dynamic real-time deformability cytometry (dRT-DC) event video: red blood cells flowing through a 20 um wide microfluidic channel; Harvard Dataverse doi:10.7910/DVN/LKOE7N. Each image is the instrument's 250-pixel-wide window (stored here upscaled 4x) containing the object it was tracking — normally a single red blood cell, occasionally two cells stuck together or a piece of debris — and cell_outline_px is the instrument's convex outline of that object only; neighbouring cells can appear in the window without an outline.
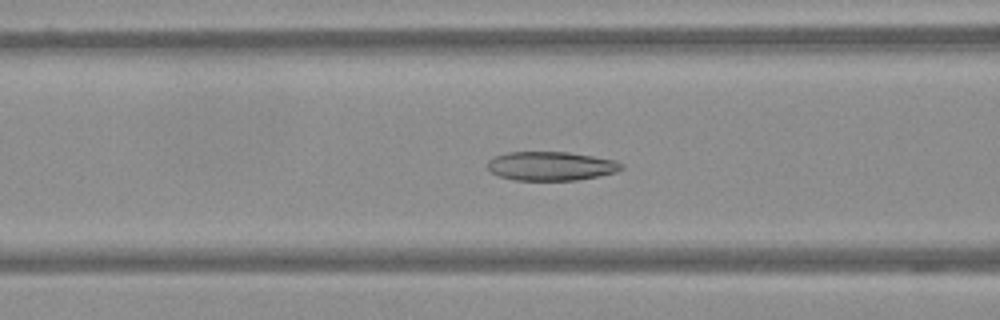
{"species": "Egyptian fruit bat (a non-hibernating species)", "species_latin": "Rousettus aegyptiacus", "temperature_condition": "warm", "stored_images_in_passage": 59, "camera_frame_rate_fps": 3000, "um_per_image_px": 0.085, "frame": {"image": 1, "passage_image": 24, "time_ms": 7.667, "image_size_px": [1000, 320], "cell_outline_px": [[624, 168], [616, 172], [600, 176], [576, 180], [512, 180], [496, 176], [488, 168], [488, 160], [492, 156], [508, 152], [568, 152], [616, 160], [624, 164]], "centroid_in_image_um": [46.82, 14.11], "position_along_channel_um": 119.8, "area_um2": 22.83}}
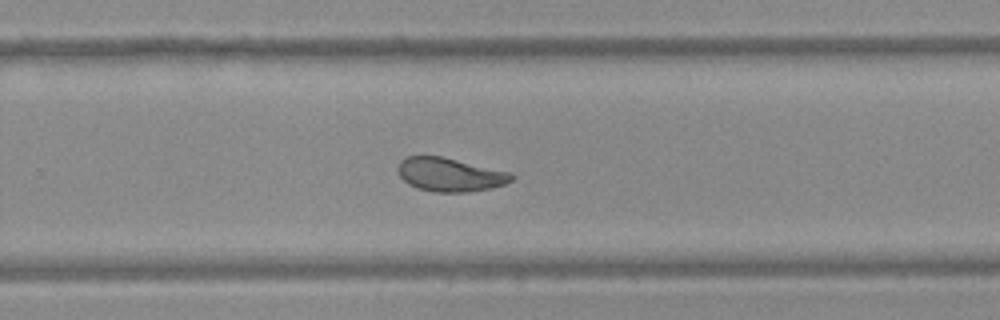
{"frame": {"image": 2, "passage_image": 39, "time_ms": 12.667, "image_size_px": [1000, 320], "cell_outline_px": [[516, 176], [512, 180], [504, 184], [488, 188], [468, 192], [436, 192], [416, 188], [408, 184], [400, 176], [396, 168], [400, 160], [404, 156], [440, 156], [512, 172]], "centroid_in_image_um": [38.22, 14.83], "position_along_channel_um": 291.6, "area_um2": 22.37}}
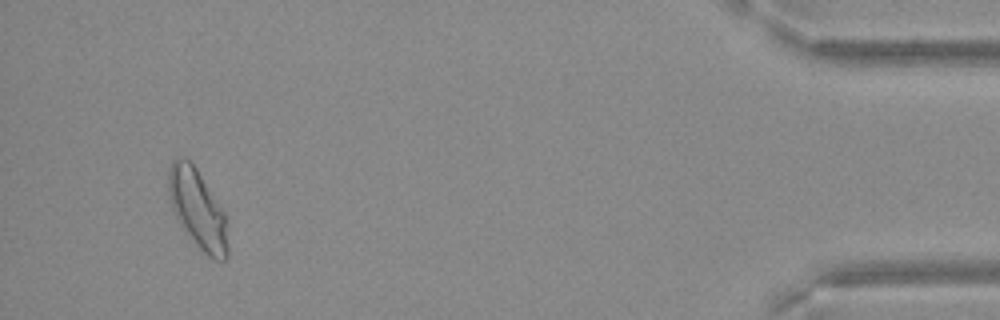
{"frame": {"image": 3, "passage_image": 56, "time_ms": 18.333, "image_size_px": [1000, 320], "cell_outline_px": [[228, 256], [224, 260], [212, 260], [188, 236], [176, 220], [168, 196], [168, 168], [172, 160], [176, 156], [184, 156], [196, 168], [224, 212], [228, 220]], "centroid_in_image_um": [16.79, 17.78], "position_along_channel_um": 418.4, "area_um2": 27.74}}